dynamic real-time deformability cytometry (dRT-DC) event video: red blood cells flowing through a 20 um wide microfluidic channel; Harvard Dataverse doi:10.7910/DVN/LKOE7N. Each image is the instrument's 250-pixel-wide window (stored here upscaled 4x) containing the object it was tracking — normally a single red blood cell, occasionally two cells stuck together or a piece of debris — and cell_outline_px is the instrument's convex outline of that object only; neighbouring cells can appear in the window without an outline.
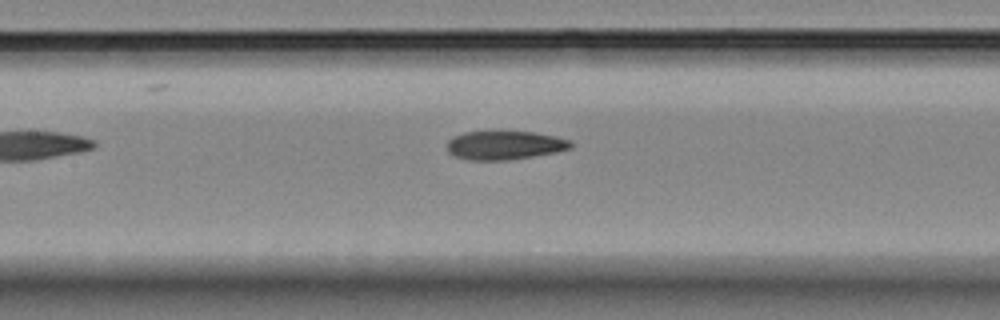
{"species": "Egyptian fruit bat (a non-hibernating species)", "species_latin": "Rousettus aegyptiacus", "temperature_condition": "room temperature", "stored_images_in_passage": 8, "camera_frame_rate_fps": 3000, "um_per_image_px": 0.085, "animal": {"sex": "female"}, "frame": {"image": 1, "passage_image": 8, "time_ms": 9.333, "image_size_px": [1000, 320], "cell_outline_px": [[572, 148], [556, 152], [508, 160], [468, 160], [456, 156], [448, 152], [448, 140], [452, 136], [464, 132], [492, 128], [532, 132], [552, 136], [568, 140], [572, 144]], "centroid_in_image_um": [42.82, 12.29], "position_along_channel_um": 164.6, "area_um2": 21.39}}